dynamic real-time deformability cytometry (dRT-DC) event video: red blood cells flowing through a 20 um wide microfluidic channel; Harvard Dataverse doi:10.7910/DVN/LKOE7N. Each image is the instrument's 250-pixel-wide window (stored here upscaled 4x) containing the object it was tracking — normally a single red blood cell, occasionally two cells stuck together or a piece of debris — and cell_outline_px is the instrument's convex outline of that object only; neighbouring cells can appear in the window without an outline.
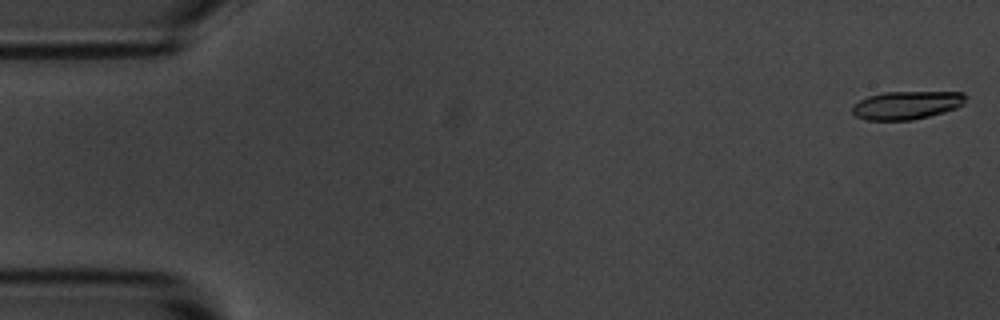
{"species": "common noctule bat (a hibernating species)", "species_latin": "Nyctalus noctula", "temperature_condition": "room temperature", "stored_images_in_passage": 55, "camera_frame_rate_fps": 3000, "um_per_image_px": 0.085, "animal": {"sex": "male", "body_mass_g": 20.1, "forearm_length_mm": 53.5}, "frame": {"image": 1, "passage_image": 1, "time_ms": 0.0, "image_size_px": [1000, 320], "cell_outline_px": [[968, 96], [964, 104], [956, 108], [944, 112], [912, 120], [868, 120], [856, 116], [852, 112], [852, 108], [860, 100], [868, 96], [884, 92], [964, 92]], "centroid_in_image_um": [77.11, 8.93], "position_along_channel_um": 7.9, "area_um2": 18.61}}
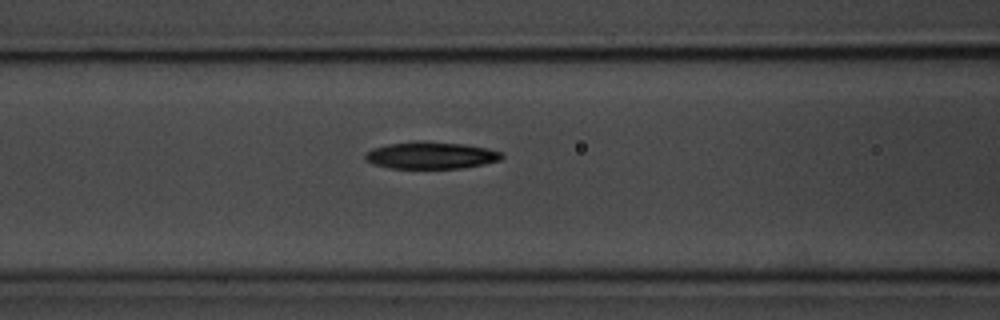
{"frame": {"image": 2, "passage_image": 22, "time_ms": 7.0, "image_size_px": [1000, 320], "cell_outline_px": [[504, 156], [500, 160], [484, 164], [464, 168], [388, 168], [372, 164], [364, 160], [364, 152], [372, 148], [388, 144], [460, 144], [484, 148], [500, 152]], "centroid_in_image_um": [36.58, 13.26], "position_along_channel_um": 130.0, "area_um2": 20.52}}
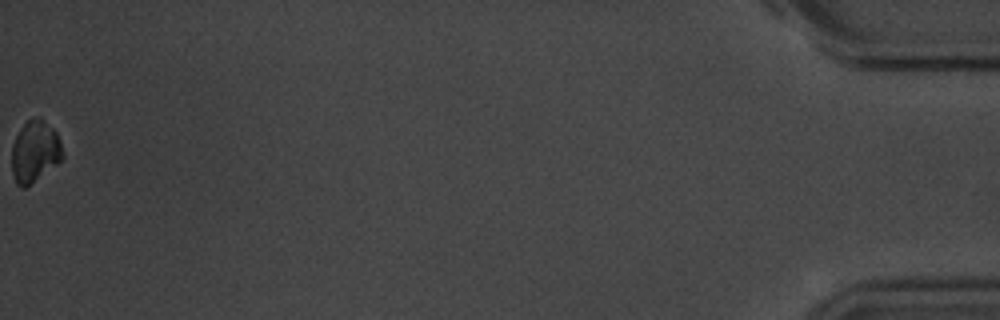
{"frame": {"image": 3, "passage_image": 55, "time_ms": 18.0, "image_size_px": [1000, 320], "cell_outline_px": [[64, 156], [56, 164], [24, 188], [16, 184], [12, 176], [12, 144], [20, 128], [28, 120], [40, 116], [56, 132], [60, 140]], "centroid_in_image_um": [2.95, 12.86], "position_along_channel_um": 432.3, "area_um2": 18.09}, "authors_computed_cell_mechanics": {"area_um2": 20.519, "velocity_mm_per_s": 3.663, "shape_relaxation_time_tau1_ms": 3.7635, "shape_relaxation_time_tau2_ms": null, "deformation_change_tau1": 0.1135, "deformation_change_tau2": null}}